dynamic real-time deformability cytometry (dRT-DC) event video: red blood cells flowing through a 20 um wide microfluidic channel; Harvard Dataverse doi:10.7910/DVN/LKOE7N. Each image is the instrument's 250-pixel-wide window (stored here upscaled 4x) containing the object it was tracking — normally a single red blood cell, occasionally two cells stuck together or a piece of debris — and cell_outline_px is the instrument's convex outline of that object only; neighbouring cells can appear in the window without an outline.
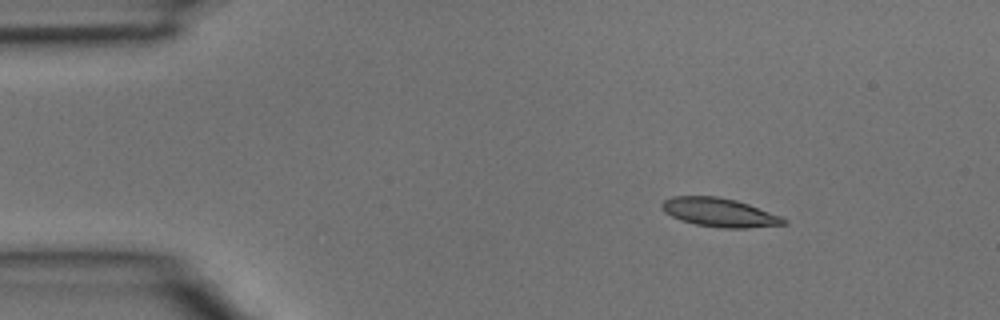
{"species": "common noctule bat (a hibernating species)", "species_latin": "Nyctalus noctula", "temperature_condition": "room temperature", "stored_images_in_passage": 3, "camera_frame_rate_fps": 3000, "um_per_image_px": 0.085, "animal": {"sex": "male", "body_mass_g": 15.6}, "frame": {"image": 1, "passage_image": 1, "time_ms": 0.0, "image_size_px": [1000, 320], "cell_outline_px": [[788, 224], [748, 228], [720, 228], [696, 224], [680, 220], [664, 212], [660, 208], [660, 204], [664, 200], [672, 196], [716, 196], [736, 200], [748, 204], [780, 216], [788, 220]], "centroid_in_image_um": [61.13, 18.06], "position_along_channel_um": 23.9, "area_um2": 20.46}}